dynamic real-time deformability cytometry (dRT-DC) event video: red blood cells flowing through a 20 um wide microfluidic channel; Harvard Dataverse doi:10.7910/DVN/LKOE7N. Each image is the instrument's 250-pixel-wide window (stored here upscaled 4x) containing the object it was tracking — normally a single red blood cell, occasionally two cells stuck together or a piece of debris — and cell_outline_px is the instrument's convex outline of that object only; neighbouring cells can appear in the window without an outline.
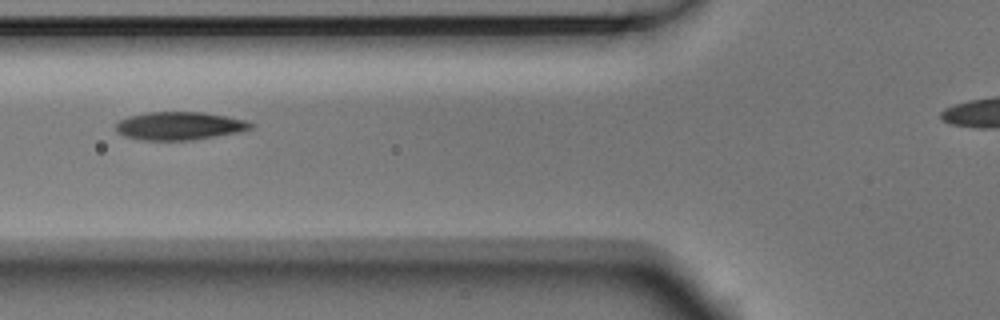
{"species": "Egyptian fruit bat (a non-hibernating species)", "species_latin": "Rousettus aegyptiacus", "temperature_condition": "room temperature", "stored_images_in_passage": 7, "camera_frame_rate_fps": 3000, "um_per_image_px": 0.085, "animal": {"sex": "male"}, "frame": {"image": 1, "passage_image": 3, "time_ms": 0.667, "image_size_px": [1000, 320], "cell_outline_px": [[256, 124], [252, 128], [240, 132], [192, 140], [140, 140], [124, 136], [116, 132], [116, 124], [120, 120], [128, 116], [148, 112], [204, 112], [244, 120]], "centroid_in_image_um": [15.24, 10.7], "position_along_channel_um": 110.6, "area_um2": 22.14}}
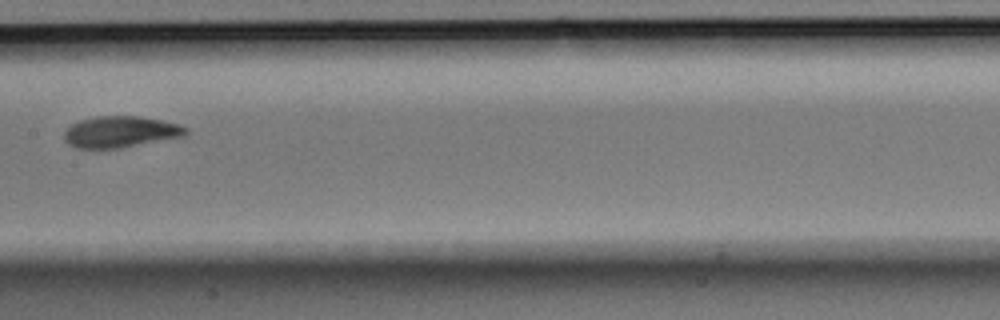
{"frame": {"image": 2, "passage_image": 5, "time_ms": 1.333, "image_size_px": [1000, 320], "cell_outline_px": [[188, 132], [184, 136], [120, 148], [76, 148], [68, 144], [64, 140], [64, 132], [72, 124], [80, 120], [96, 116], [140, 116], [180, 124], [188, 128]], "centroid_in_image_um": [10.24, 11.2], "position_along_channel_um": 197.2, "area_um2": 22.2}}
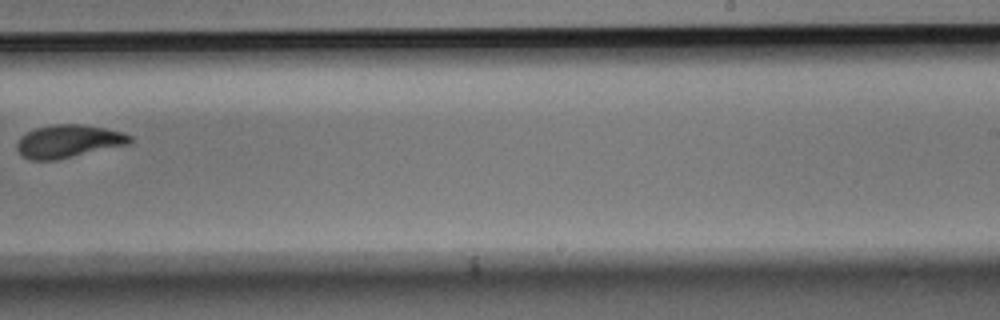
{"frame": {"image": 3, "passage_image": 7, "time_ms": 2.0, "image_size_px": [1000, 320], "cell_outline_px": [[132, 144], [56, 160], [28, 160], [20, 156], [16, 148], [16, 144], [20, 136], [36, 128], [52, 124], [84, 124], [104, 128], [120, 132], [132, 136]], "centroid_in_image_um": [5.8, 12.02], "position_along_channel_um": 283.2, "area_um2": 21.96}}